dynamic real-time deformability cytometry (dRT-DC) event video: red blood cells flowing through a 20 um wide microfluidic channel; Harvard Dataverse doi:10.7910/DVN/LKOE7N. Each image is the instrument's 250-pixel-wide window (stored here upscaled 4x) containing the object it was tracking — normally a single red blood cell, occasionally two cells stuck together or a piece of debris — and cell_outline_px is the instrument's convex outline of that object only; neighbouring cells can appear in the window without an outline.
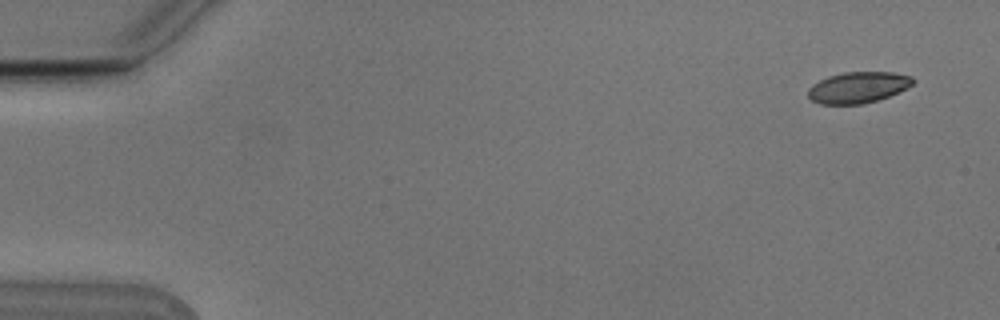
{"species": "Egyptian fruit bat (a non-hibernating species)", "species_latin": "Rousettus aegyptiacus", "temperature_condition": "cold", "stored_images_in_passage": 4, "camera_frame_rate_fps": 3000, "um_per_image_px": 0.085, "animal": {"sex": "male"}, "frame": {"image": 1, "passage_image": 1, "time_ms": 0.0, "image_size_px": [1000, 320], "cell_outline_px": [[916, 80], [912, 84], [888, 96], [876, 100], [860, 104], [820, 104], [812, 100], [808, 96], [808, 88], [812, 84], [828, 76], [844, 72], [892, 72], [912, 76]], "centroid_in_image_um": [72.9, 7.42], "position_along_channel_um": 12.1, "area_um2": 18.84}}